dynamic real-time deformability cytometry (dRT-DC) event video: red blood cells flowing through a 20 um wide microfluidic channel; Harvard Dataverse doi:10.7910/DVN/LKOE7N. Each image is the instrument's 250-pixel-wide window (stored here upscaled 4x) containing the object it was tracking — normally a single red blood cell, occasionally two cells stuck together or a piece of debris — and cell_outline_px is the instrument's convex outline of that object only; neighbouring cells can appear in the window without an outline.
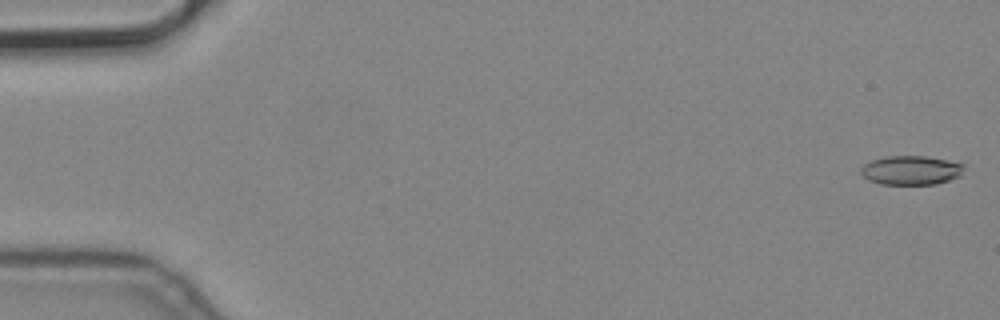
{"species": "common noctule bat (a hibernating species)", "species_latin": "Nyctalus noctula", "temperature_condition": "cold", "stored_images_in_passage": 6, "camera_frame_rate_fps": 3000, "um_per_image_px": 0.085, "animal": {"sex": "male", "body_mass_g": 19.2, "forearm_length_mm": 51.8}, "frame": {"image": 1, "passage_image": 1, "time_ms": 0.0, "image_size_px": [1000, 320], "cell_outline_px": [[964, 164], [960, 176], [936, 184], [880, 184], [868, 180], [860, 172], [860, 168], [864, 164], [872, 160], [888, 156], [924, 156], [948, 160]], "centroid_in_image_um": [77.41, 14.47], "position_along_channel_um": 7.6, "area_um2": 17.4}}
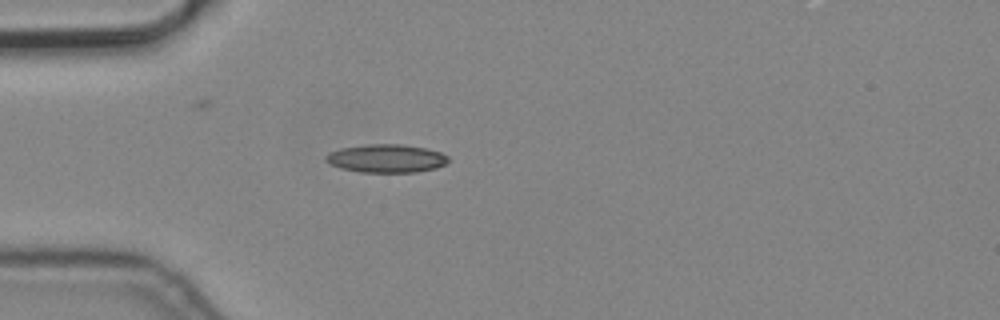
{"frame": {"image": 2, "passage_image": 5, "time_ms": 1.333, "image_size_px": [1000, 320], "cell_outline_px": [[448, 160], [444, 164], [436, 168], [416, 172], [360, 172], [340, 168], [328, 164], [324, 160], [324, 156], [328, 152], [340, 148], [368, 144], [400, 144], [424, 148], [440, 152], [448, 156]], "centroid_in_image_um": [32.77, 13.47], "position_along_channel_um": 52.2, "area_um2": 20.23}}